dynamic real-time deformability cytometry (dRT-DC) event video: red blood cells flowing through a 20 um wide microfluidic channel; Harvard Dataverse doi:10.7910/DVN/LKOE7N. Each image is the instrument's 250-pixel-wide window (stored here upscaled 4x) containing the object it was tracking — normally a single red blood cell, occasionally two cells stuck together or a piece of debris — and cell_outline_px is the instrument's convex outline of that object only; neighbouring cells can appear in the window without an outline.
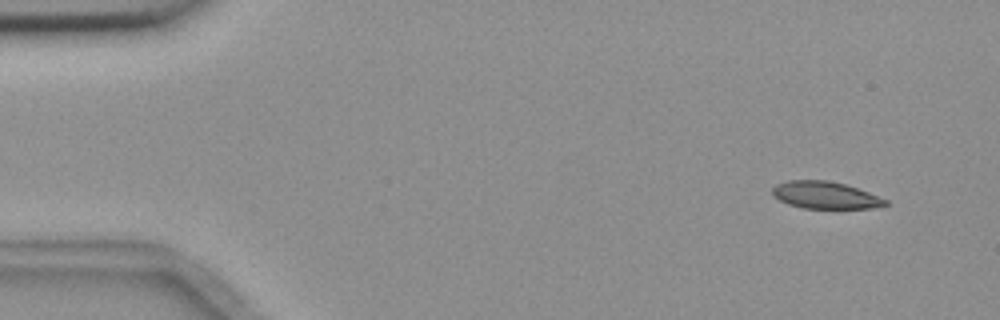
{"species": "common noctule bat (a hibernating species)", "species_latin": "Nyctalus noctula", "temperature_condition": "room temperature", "stored_images_in_passage": 3, "camera_frame_rate_fps": 3000, "um_per_image_px": 0.085, "animal": {"sex": "female", "body_mass_g": 18.4}, "frame": {"image": 1, "passage_image": 1, "time_ms": 0.0, "image_size_px": [1000, 320], "cell_outline_px": [[888, 204], [872, 208], [804, 208], [788, 204], [772, 196], [772, 188], [776, 184], [788, 180], [828, 180], [844, 184], [868, 192], [888, 200]], "centroid_in_image_um": [70.11, 16.58], "position_along_channel_um": 14.9, "area_um2": 17.8}}